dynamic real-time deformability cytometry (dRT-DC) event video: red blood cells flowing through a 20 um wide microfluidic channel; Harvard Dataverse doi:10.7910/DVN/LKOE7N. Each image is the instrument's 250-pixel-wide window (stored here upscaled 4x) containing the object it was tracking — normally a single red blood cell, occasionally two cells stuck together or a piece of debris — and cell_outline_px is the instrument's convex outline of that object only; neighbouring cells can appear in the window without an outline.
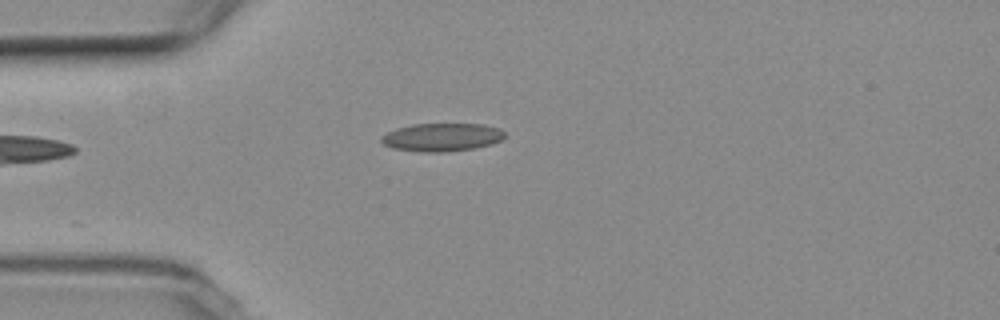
{"species": "common noctule bat (a hibernating species)", "species_latin": "Nyctalus noctula", "temperature_condition": "room temperature", "stored_images_in_passage": 5, "camera_frame_rate_fps": 3000, "um_per_image_px": 0.085, "animal": {"sex": "female", "body_mass_g": 19.3, "forearm_length_mm": 54.1}, "frame": {"image": 1, "passage_image": 5, "time_ms": 4.667, "image_size_px": [1000, 320], "cell_outline_px": [[508, 136], [492, 144], [476, 148], [444, 152], [420, 152], [392, 148], [384, 144], [380, 140], [380, 136], [396, 128], [412, 124], [484, 124], [500, 128]], "centroid_in_image_um": [37.58, 11.66], "position_along_channel_um": 47.4, "area_um2": 20.46}}